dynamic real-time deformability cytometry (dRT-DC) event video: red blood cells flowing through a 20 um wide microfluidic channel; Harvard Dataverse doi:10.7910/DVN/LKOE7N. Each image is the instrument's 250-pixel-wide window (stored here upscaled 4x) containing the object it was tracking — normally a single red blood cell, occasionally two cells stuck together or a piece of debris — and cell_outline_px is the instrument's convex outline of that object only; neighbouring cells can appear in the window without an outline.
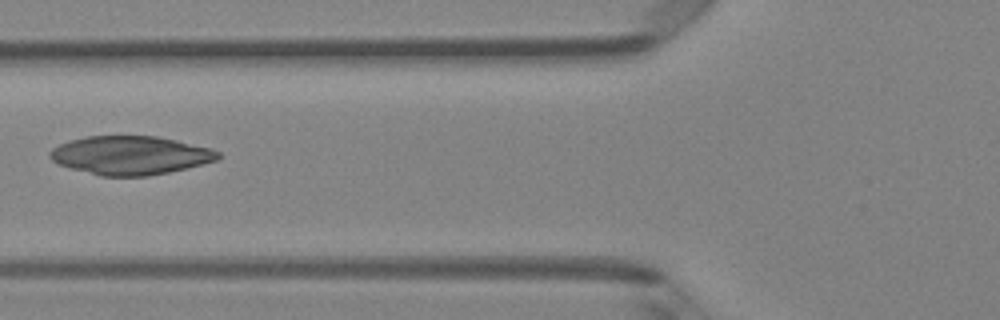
{"species": "Egyptian fruit bat (a non-hibernating species)", "species_latin": "Rousettus aegyptiacus", "temperature_condition": "room temperature", "stored_images_in_passage": 6, "camera_frame_rate_fps": 3000, "um_per_image_px": 0.085, "animal": {"sex": "female"}, "frame": {"image": 1, "passage_image": 6, "time_ms": 5.667, "image_size_px": [1000, 320], "cell_outline_px": [[224, 156], [216, 160], [168, 172], [148, 176], [100, 176], [68, 168], [56, 164], [48, 156], [48, 152], [52, 148], [68, 140], [84, 136], [156, 136], [176, 140], [212, 148], [220, 152]], "centroid_in_image_um": [11.03, 13.2], "position_along_channel_um": 114.8, "area_um2": 38.09}}